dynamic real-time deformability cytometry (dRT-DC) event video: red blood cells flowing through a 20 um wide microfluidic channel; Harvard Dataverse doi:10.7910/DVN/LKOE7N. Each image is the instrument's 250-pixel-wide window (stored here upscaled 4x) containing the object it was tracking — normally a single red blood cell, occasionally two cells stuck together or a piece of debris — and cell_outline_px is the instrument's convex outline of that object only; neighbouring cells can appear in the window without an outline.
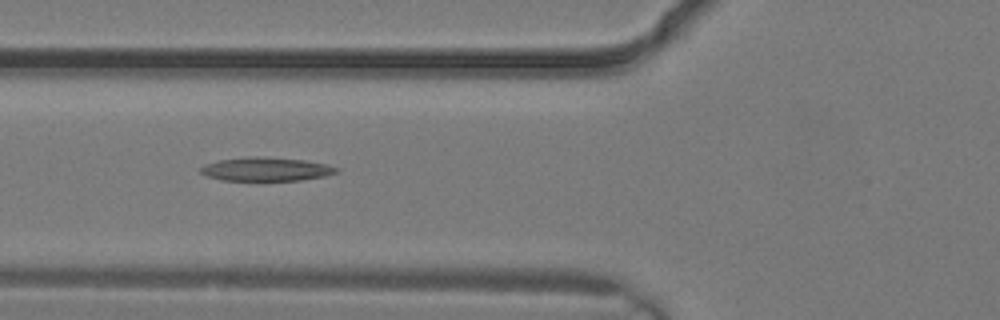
{"species": "common noctule bat (a hibernating species)", "species_latin": "Nyctalus noctula", "temperature_condition": "warm", "stored_images_in_passage": 3, "camera_frame_rate_fps": 3000, "um_per_image_px": 0.085, "animal": {"sex": "male", "body_mass_g": 19.2, "forearm_length_mm": 51.8}, "frame": {"image": 1, "passage_image": 3, "time_ms": 0.667, "image_size_px": [1000, 320], "cell_outline_px": [[340, 172], [324, 176], [300, 180], [220, 180], [208, 176], [200, 172], [200, 168], [204, 164], [220, 160], [256, 156], [304, 160], [328, 164], [340, 168]], "centroid_in_image_um": [22.66, 14.38], "position_along_channel_um": 103.1, "area_um2": 18.61}}